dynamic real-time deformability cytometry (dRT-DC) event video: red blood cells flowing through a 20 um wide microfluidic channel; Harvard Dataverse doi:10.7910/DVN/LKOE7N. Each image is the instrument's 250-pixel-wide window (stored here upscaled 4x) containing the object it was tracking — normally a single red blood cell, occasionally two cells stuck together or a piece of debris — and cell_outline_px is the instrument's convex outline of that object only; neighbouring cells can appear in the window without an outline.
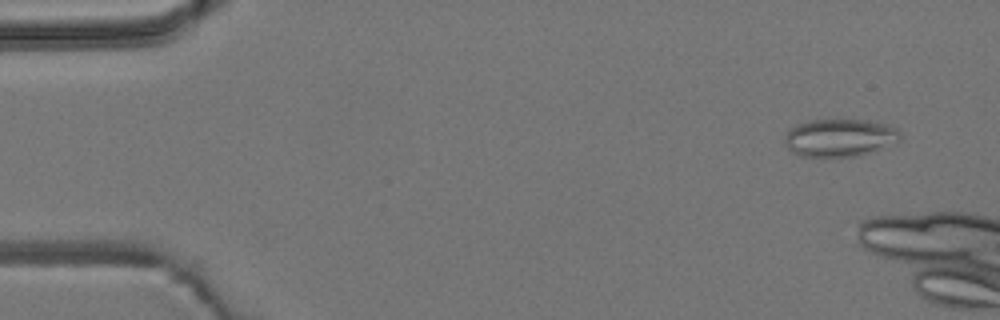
{"species": "common noctule bat (a hibernating species)", "species_latin": "Nyctalus noctula", "temperature_condition": "room temperature", "stored_images_in_passage": 4, "camera_frame_rate_fps": 3000, "um_per_image_px": 0.085, "animal": {"sex": "male", "body_mass_g": 19.2, "forearm_length_mm": 51.8}, "frame": {"image": 1, "passage_image": 1, "time_ms": 0.0, "image_size_px": [1000, 320], "cell_outline_px": [[900, 140], [896, 144], [856, 156], [796, 156], [784, 144], [784, 136], [788, 128], [796, 124], [808, 120], [868, 120], [884, 124], [896, 128], [900, 132]], "centroid_in_image_um": [71.33, 11.7], "position_along_channel_um": 13.7, "area_um2": 25.61}}